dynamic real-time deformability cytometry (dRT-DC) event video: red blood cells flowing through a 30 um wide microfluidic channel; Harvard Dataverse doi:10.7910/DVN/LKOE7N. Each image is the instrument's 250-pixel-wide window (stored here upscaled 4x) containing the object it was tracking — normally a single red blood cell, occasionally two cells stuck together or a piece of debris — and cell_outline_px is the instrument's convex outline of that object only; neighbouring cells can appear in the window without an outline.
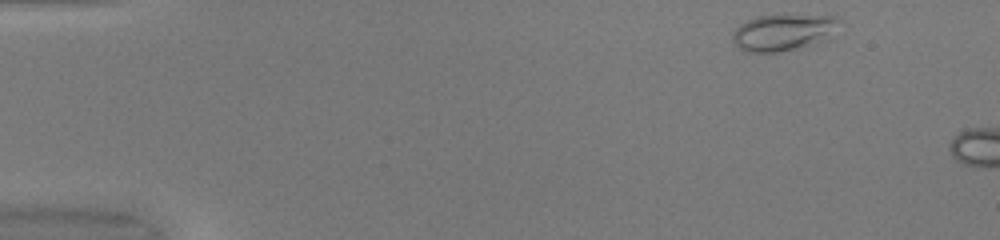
{"species": "common noctule bat (a hibernating species)", "species_latin": "Nyctalus noctula", "temperature_condition": "warm", "stored_images_in_passage": 6, "camera_frame_rate_fps": 3000, "um_per_image_px": 0.085, "animal": {"sex": "female", "body_mass_g": 20.0, "forearm_length_mm": 54.0}, "frame": {"image": 1, "passage_image": 2, "time_ms": 0.333, "image_size_px": [1000, 240], "cell_outline_px": [[836, 20], [820, 40], [796, 48], [776, 52], [744, 52], [732, 40], [732, 32], [740, 24], [756, 16], [836, 16]], "centroid_in_image_um": [66.33, 2.76], "position_along_channel_um": 18.7, "area_um2": 21.15}}